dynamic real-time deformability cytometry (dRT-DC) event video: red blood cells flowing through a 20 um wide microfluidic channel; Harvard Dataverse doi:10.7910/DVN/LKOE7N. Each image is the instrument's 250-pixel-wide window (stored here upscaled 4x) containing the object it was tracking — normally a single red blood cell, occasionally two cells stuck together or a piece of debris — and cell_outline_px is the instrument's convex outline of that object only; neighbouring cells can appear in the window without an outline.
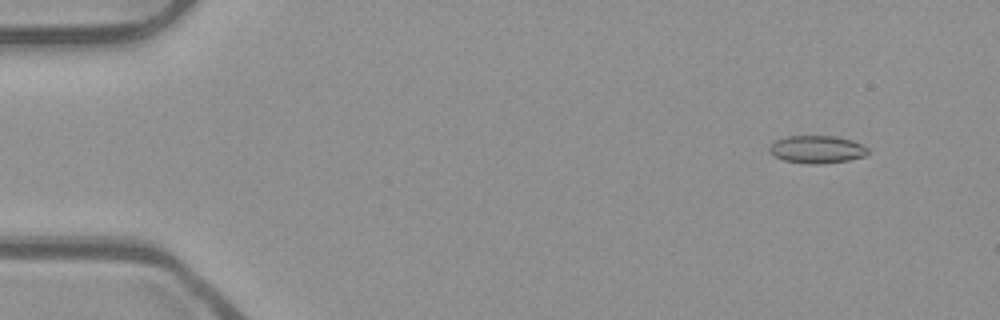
{"species": "common noctule bat (a hibernating species)", "species_latin": "Nyctalus noctula", "temperature_condition": "room temperature", "stored_images_in_passage": 16, "camera_frame_rate_fps": 3000, "um_per_image_px": 0.085, "animal": {"sex": "male", "body_mass_g": 23.1, "forearm_length_mm": 52.7}, "frame": {"image": 1, "passage_image": 5, "time_ms": 1.333, "image_size_px": [1000, 320], "cell_outline_px": [[868, 152], [864, 156], [848, 160], [824, 164], [808, 164], [784, 160], [772, 156], [768, 152], [768, 148], [776, 140], [788, 136], [836, 136], [852, 140], [868, 148]], "centroid_in_image_um": [69.41, 12.7], "position_along_channel_um": 15.6, "area_um2": 15.95}}